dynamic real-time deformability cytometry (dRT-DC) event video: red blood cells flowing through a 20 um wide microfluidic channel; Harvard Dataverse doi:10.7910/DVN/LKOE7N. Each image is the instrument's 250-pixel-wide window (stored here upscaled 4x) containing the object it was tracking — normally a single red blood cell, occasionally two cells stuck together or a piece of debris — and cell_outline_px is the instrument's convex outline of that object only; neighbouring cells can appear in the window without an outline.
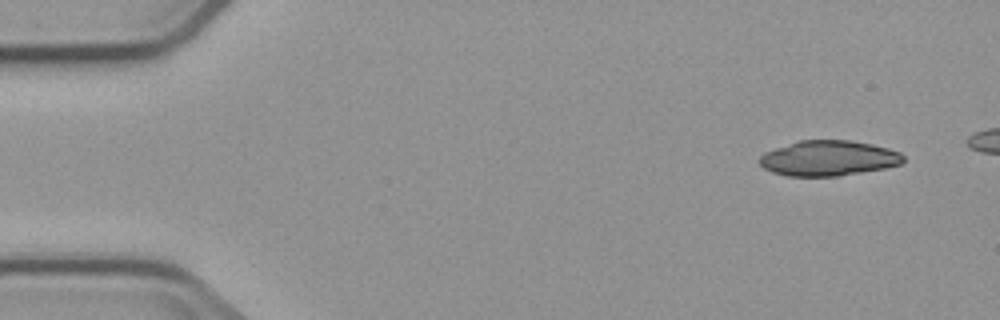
{"species": "common noctule bat (a hibernating species)", "species_latin": "Nyctalus noctula", "temperature_condition": "cold", "stored_images_in_passage": 4, "camera_frame_rate_fps": 3000, "um_per_image_px": 0.085, "animal": {"sex": "male", "body_mass_g": 23.1, "forearm_length_mm": 52.7}, "frame": {"image": 1, "passage_image": 4, "time_ms": 4.667, "image_size_px": [1000, 320], "cell_outline_px": [[904, 160], [900, 164], [884, 168], [840, 176], [788, 176], [772, 172], [764, 168], [756, 160], [764, 152], [800, 140], [852, 140], [872, 144], [888, 148], [900, 152], [904, 156]], "centroid_in_image_um": [70.41, 13.45], "position_along_channel_um": 14.6, "area_um2": 29.65}}